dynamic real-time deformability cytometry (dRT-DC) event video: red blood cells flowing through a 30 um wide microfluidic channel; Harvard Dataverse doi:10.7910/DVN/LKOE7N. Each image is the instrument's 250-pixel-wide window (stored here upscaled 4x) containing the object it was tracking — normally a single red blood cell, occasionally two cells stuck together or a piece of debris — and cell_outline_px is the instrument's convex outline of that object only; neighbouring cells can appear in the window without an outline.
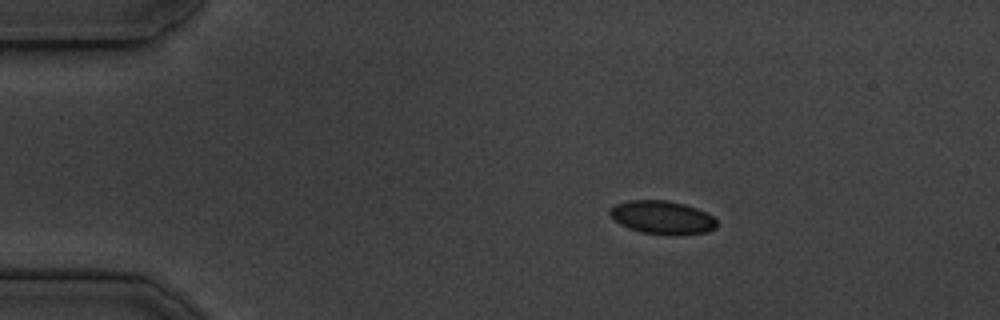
{"species": "common noctule bat (a hibernating species)", "species_latin": "Nyctalus noctula", "temperature_condition": "cold", "stored_images_in_passage": 46, "camera_frame_rate_fps": 3000, "um_per_image_px": 0.085, "animal": {"sex": "male", "body_mass_g": 19.5, "forearm_length_mm": 54.6}, "frame": {"image": 1, "passage_image": 1, "time_ms": 0.0, "image_size_px": [1000, 320], "cell_outline_px": [[716, 228], [708, 232], [640, 232], [628, 228], [620, 224], [608, 212], [616, 204], [628, 200], [668, 200], [684, 204], [696, 208], [712, 216], [716, 220]], "centroid_in_image_um": [56.26, 18.43], "position_along_channel_um": 28.7, "area_um2": 19.83}}
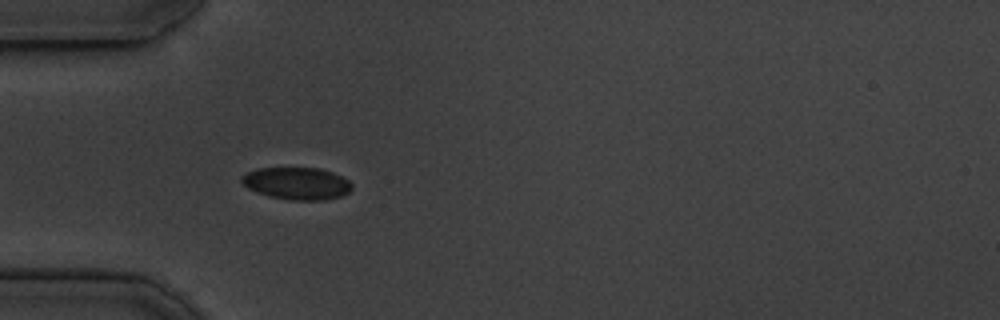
{"frame": {"image": 2, "passage_image": 8, "time_ms": 2.333, "image_size_px": [1000, 320], "cell_outline_px": [[352, 188], [348, 192], [340, 196], [324, 200], [292, 200], [268, 196], [256, 192], [248, 188], [240, 180], [240, 176], [256, 168], [320, 168], [332, 172], [348, 180], [352, 184]], "centroid_in_image_um": [25.21, 15.59], "position_along_channel_um": 59.8, "area_um2": 20.69}}
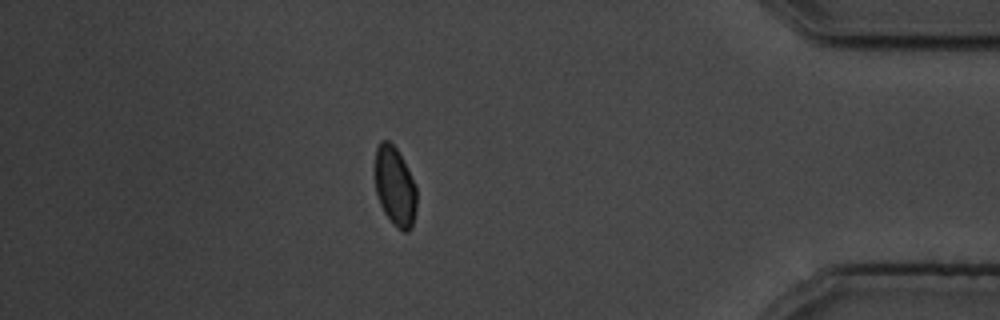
{"frame": {"image": 3, "passage_image": 39, "time_ms": 12.667, "image_size_px": [1000, 320], "cell_outline_px": [[416, 208], [412, 228], [408, 232], [404, 232], [384, 212], [380, 204], [376, 192], [376, 148], [380, 140], [388, 140], [396, 148], [416, 188]], "centroid_in_image_um": [33.57, 15.85], "position_along_channel_um": 401.6, "area_um2": 18.61}, "authors_computed_cell_mechanics": {"area_um2": 20.23, "velocity_mm_per_s": 3.7077, "shape_relaxation_time_tau1_ms": 2.276, "shape_relaxation_time_tau2_ms": null, "deformation_change_tau1": 0.0603, "deformation_change_tau2": null}}